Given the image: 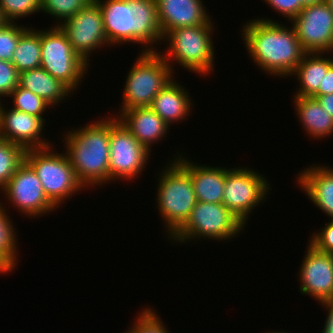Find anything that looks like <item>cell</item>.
<instances>
[{"label":"cell","instance_id":"cell-28","mask_svg":"<svg viewBox=\"0 0 333 333\" xmlns=\"http://www.w3.org/2000/svg\"><path fill=\"white\" fill-rule=\"evenodd\" d=\"M8 97H12L13 109L40 117L47 123L44 112L52 107L40 96L18 85Z\"/></svg>","mask_w":333,"mask_h":333},{"label":"cell","instance_id":"cell-15","mask_svg":"<svg viewBox=\"0 0 333 333\" xmlns=\"http://www.w3.org/2000/svg\"><path fill=\"white\" fill-rule=\"evenodd\" d=\"M300 264L299 292L319 304L333 301V254L317 250L310 243Z\"/></svg>","mask_w":333,"mask_h":333},{"label":"cell","instance_id":"cell-20","mask_svg":"<svg viewBox=\"0 0 333 333\" xmlns=\"http://www.w3.org/2000/svg\"><path fill=\"white\" fill-rule=\"evenodd\" d=\"M117 118L150 152L152 146L154 147L155 143L157 144L167 137V132L171 129L149 106L127 109Z\"/></svg>","mask_w":333,"mask_h":333},{"label":"cell","instance_id":"cell-8","mask_svg":"<svg viewBox=\"0 0 333 333\" xmlns=\"http://www.w3.org/2000/svg\"><path fill=\"white\" fill-rule=\"evenodd\" d=\"M244 228L245 225L223 203L197 201L186 223L169 241L186 244L195 239H212L225 243L238 237Z\"/></svg>","mask_w":333,"mask_h":333},{"label":"cell","instance_id":"cell-38","mask_svg":"<svg viewBox=\"0 0 333 333\" xmlns=\"http://www.w3.org/2000/svg\"><path fill=\"white\" fill-rule=\"evenodd\" d=\"M313 98H316L323 110L327 111V113L333 118V94L314 95Z\"/></svg>","mask_w":333,"mask_h":333},{"label":"cell","instance_id":"cell-41","mask_svg":"<svg viewBox=\"0 0 333 333\" xmlns=\"http://www.w3.org/2000/svg\"><path fill=\"white\" fill-rule=\"evenodd\" d=\"M6 23H7V21L3 17L1 9H0V28L3 27Z\"/></svg>","mask_w":333,"mask_h":333},{"label":"cell","instance_id":"cell-31","mask_svg":"<svg viewBox=\"0 0 333 333\" xmlns=\"http://www.w3.org/2000/svg\"><path fill=\"white\" fill-rule=\"evenodd\" d=\"M40 8L41 0H0L2 15L7 22L11 23H17L19 19L38 14Z\"/></svg>","mask_w":333,"mask_h":333},{"label":"cell","instance_id":"cell-19","mask_svg":"<svg viewBox=\"0 0 333 333\" xmlns=\"http://www.w3.org/2000/svg\"><path fill=\"white\" fill-rule=\"evenodd\" d=\"M301 171L295 179L297 186L318 210L333 219V168L324 163L312 164Z\"/></svg>","mask_w":333,"mask_h":333},{"label":"cell","instance_id":"cell-37","mask_svg":"<svg viewBox=\"0 0 333 333\" xmlns=\"http://www.w3.org/2000/svg\"><path fill=\"white\" fill-rule=\"evenodd\" d=\"M321 308L327 310L326 319L324 321L323 333H333V301H328L320 304Z\"/></svg>","mask_w":333,"mask_h":333},{"label":"cell","instance_id":"cell-29","mask_svg":"<svg viewBox=\"0 0 333 333\" xmlns=\"http://www.w3.org/2000/svg\"><path fill=\"white\" fill-rule=\"evenodd\" d=\"M92 0H41L40 13L48 14L56 19L53 26H60L71 16L82 10Z\"/></svg>","mask_w":333,"mask_h":333},{"label":"cell","instance_id":"cell-18","mask_svg":"<svg viewBox=\"0 0 333 333\" xmlns=\"http://www.w3.org/2000/svg\"><path fill=\"white\" fill-rule=\"evenodd\" d=\"M204 4L203 0H156L162 36L172 29L206 24L212 16Z\"/></svg>","mask_w":333,"mask_h":333},{"label":"cell","instance_id":"cell-9","mask_svg":"<svg viewBox=\"0 0 333 333\" xmlns=\"http://www.w3.org/2000/svg\"><path fill=\"white\" fill-rule=\"evenodd\" d=\"M73 49L66 34L59 26L41 30V66L54 78L60 80L72 92L84 82L89 69Z\"/></svg>","mask_w":333,"mask_h":333},{"label":"cell","instance_id":"cell-7","mask_svg":"<svg viewBox=\"0 0 333 333\" xmlns=\"http://www.w3.org/2000/svg\"><path fill=\"white\" fill-rule=\"evenodd\" d=\"M54 148L51 145L26 150L25 161L36 172L47 198L59 208L85 188L76 178L66 153L53 151Z\"/></svg>","mask_w":333,"mask_h":333},{"label":"cell","instance_id":"cell-3","mask_svg":"<svg viewBox=\"0 0 333 333\" xmlns=\"http://www.w3.org/2000/svg\"><path fill=\"white\" fill-rule=\"evenodd\" d=\"M63 133L62 144L78 181L87 190L111 182L110 115ZM67 132V133H66ZM104 183V184H103ZM96 187V188H94Z\"/></svg>","mask_w":333,"mask_h":333},{"label":"cell","instance_id":"cell-23","mask_svg":"<svg viewBox=\"0 0 333 333\" xmlns=\"http://www.w3.org/2000/svg\"><path fill=\"white\" fill-rule=\"evenodd\" d=\"M293 106L301 128L311 139L322 140L333 136V118L313 97H294Z\"/></svg>","mask_w":333,"mask_h":333},{"label":"cell","instance_id":"cell-34","mask_svg":"<svg viewBox=\"0 0 333 333\" xmlns=\"http://www.w3.org/2000/svg\"><path fill=\"white\" fill-rule=\"evenodd\" d=\"M312 234L308 242L317 250L328 254H333V219H329L327 224Z\"/></svg>","mask_w":333,"mask_h":333},{"label":"cell","instance_id":"cell-42","mask_svg":"<svg viewBox=\"0 0 333 333\" xmlns=\"http://www.w3.org/2000/svg\"><path fill=\"white\" fill-rule=\"evenodd\" d=\"M326 3L328 4L329 8L333 12V0H326Z\"/></svg>","mask_w":333,"mask_h":333},{"label":"cell","instance_id":"cell-33","mask_svg":"<svg viewBox=\"0 0 333 333\" xmlns=\"http://www.w3.org/2000/svg\"><path fill=\"white\" fill-rule=\"evenodd\" d=\"M19 73L11 61L0 60V99L8 98L18 86Z\"/></svg>","mask_w":333,"mask_h":333},{"label":"cell","instance_id":"cell-11","mask_svg":"<svg viewBox=\"0 0 333 333\" xmlns=\"http://www.w3.org/2000/svg\"><path fill=\"white\" fill-rule=\"evenodd\" d=\"M112 114H110L109 177L114 183L120 179L133 182L147 168L151 152Z\"/></svg>","mask_w":333,"mask_h":333},{"label":"cell","instance_id":"cell-13","mask_svg":"<svg viewBox=\"0 0 333 333\" xmlns=\"http://www.w3.org/2000/svg\"><path fill=\"white\" fill-rule=\"evenodd\" d=\"M59 27L66 34L72 49L89 65L94 51L110 46L104 32L101 10L94 0Z\"/></svg>","mask_w":333,"mask_h":333},{"label":"cell","instance_id":"cell-2","mask_svg":"<svg viewBox=\"0 0 333 333\" xmlns=\"http://www.w3.org/2000/svg\"><path fill=\"white\" fill-rule=\"evenodd\" d=\"M94 1L101 10L104 32L111 47L136 43L145 48L139 52H150L158 51L154 45L163 44L156 0Z\"/></svg>","mask_w":333,"mask_h":333},{"label":"cell","instance_id":"cell-24","mask_svg":"<svg viewBox=\"0 0 333 333\" xmlns=\"http://www.w3.org/2000/svg\"><path fill=\"white\" fill-rule=\"evenodd\" d=\"M18 85L44 99L52 108L74 93L42 67L19 73ZM69 95V96H68Z\"/></svg>","mask_w":333,"mask_h":333},{"label":"cell","instance_id":"cell-1","mask_svg":"<svg viewBox=\"0 0 333 333\" xmlns=\"http://www.w3.org/2000/svg\"><path fill=\"white\" fill-rule=\"evenodd\" d=\"M245 49L256 67L265 74L289 77L307 53L298 40L295 29L279 20L259 17L241 27Z\"/></svg>","mask_w":333,"mask_h":333},{"label":"cell","instance_id":"cell-14","mask_svg":"<svg viewBox=\"0 0 333 333\" xmlns=\"http://www.w3.org/2000/svg\"><path fill=\"white\" fill-rule=\"evenodd\" d=\"M290 24L307 53L333 52V12L326 2L304 6Z\"/></svg>","mask_w":333,"mask_h":333},{"label":"cell","instance_id":"cell-40","mask_svg":"<svg viewBox=\"0 0 333 333\" xmlns=\"http://www.w3.org/2000/svg\"><path fill=\"white\" fill-rule=\"evenodd\" d=\"M10 272L12 273V271L0 260V274L7 275Z\"/></svg>","mask_w":333,"mask_h":333},{"label":"cell","instance_id":"cell-35","mask_svg":"<svg viewBox=\"0 0 333 333\" xmlns=\"http://www.w3.org/2000/svg\"><path fill=\"white\" fill-rule=\"evenodd\" d=\"M265 1L268 6L281 14L282 17L290 23L302 10L304 5L301 0H262Z\"/></svg>","mask_w":333,"mask_h":333},{"label":"cell","instance_id":"cell-43","mask_svg":"<svg viewBox=\"0 0 333 333\" xmlns=\"http://www.w3.org/2000/svg\"><path fill=\"white\" fill-rule=\"evenodd\" d=\"M268 333H290V332H288V331H287V332H285V331H271V332H270V331H269Z\"/></svg>","mask_w":333,"mask_h":333},{"label":"cell","instance_id":"cell-10","mask_svg":"<svg viewBox=\"0 0 333 333\" xmlns=\"http://www.w3.org/2000/svg\"><path fill=\"white\" fill-rule=\"evenodd\" d=\"M238 166L226 168L223 204L245 225L254 209L265 203L271 183L264 174Z\"/></svg>","mask_w":333,"mask_h":333},{"label":"cell","instance_id":"cell-12","mask_svg":"<svg viewBox=\"0 0 333 333\" xmlns=\"http://www.w3.org/2000/svg\"><path fill=\"white\" fill-rule=\"evenodd\" d=\"M1 191L6 196L4 200L12 204L9 206L27 218L38 219L57 209L47 198L36 172L26 161L18 167Z\"/></svg>","mask_w":333,"mask_h":333},{"label":"cell","instance_id":"cell-5","mask_svg":"<svg viewBox=\"0 0 333 333\" xmlns=\"http://www.w3.org/2000/svg\"><path fill=\"white\" fill-rule=\"evenodd\" d=\"M162 168L154 200L169 240L186 223L197 201L190 174L176 160L169 159Z\"/></svg>","mask_w":333,"mask_h":333},{"label":"cell","instance_id":"cell-21","mask_svg":"<svg viewBox=\"0 0 333 333\" xmlns=\"http://www.w3.org/2000/svg\"><path fill=\"white\" fill-rule=\"evenodd\" d=\"M191 99L188 89L173 78L156 95L149 107L172 126L191 116L192 107L195 105Z\"/></svg>","mask_w":333,"mask_h":333},{"label":"cell","instance_id":"cell-27","mask_svg":"<svg viewBox=\"0 0 333 333\" xmlns=\"http://www.w3.org/2000/svg\"><path fill=\"white\" fill-rule=\"evenodd\" d=\"M26 150L0 137V191L25 161Z\"/></svg>","mask_w":333,"mask_h":333},{"label":"cell","instance_id":"cell-17","mask_svg":"<svg viewBox=\"0 0 333 333\" xmlns=\"http://www.w3.org/2000/svg\"><path fill=\"white\" fill-rule=\"evenodd\" d=\"M184 155L185 152L178 151L171 160H176L190 174L196 201L223 203L226 167L198 164Z\"/></svg>","mask_w":333,"mask_h":333},{"label":"cell","instance_id":"cell-39","mask_svg":"<svg viewBox=\"0 0 333 333\" xmlns=\"http://www.w3.org/2000/svg\"><path fill=\"white\" fill-rule=\"evenodd\" d=\"M323 2H326V0H301V3L304 6L313 5V4H320V3H323Z\"/></svg>","mask_w":333,"mask_h":333},{"label":"cell","instance_id":"cell-16","mask_svg":"<svg viewBox=\"0 0 333 333\" xmlns=\"http://www.w3.org/2000/svg\"><path fill=\"white\" fill-rule=\"evenodd\" d=\"M3 103L0 107V137L25 150L54 145L42 134L46 125L42 118L13 109L12 105L7 109Z\"/></svg>","mask_w":333,"mask_h":333},{"label":"cell","instance_id":"cell-6","mask_svg":"<svg viewBox=\"0 0 333 333\" xmlns=\"http://www.w3.org/2000/svg\"><path fill=\"white\" fill-rule=\"evenodd\" d=\"M136 57L126 75L120 108L112 116L118 117L133 107L150 106L161 89L175 78L171 67L158 51L140 52V55L138 52Z\"/></svg>","mask_w":333,"mask_h":333},{"label":"cell","instance_id":"cell-36","mask_svg":"<svg viewBox=\"0 0 333 333\" xmlns=\"http://www.w3.org/2000/svg\"><path fill=\"white\" fill-rule=\"evenodd\" d=\"M333 94V65L326 72L323 81L319 85V91L315 95Z\"/></svg>","mask_w":333,"mask_h":333},{"label":"cell","instance_id":"cell-30","mask_svg":"<svg viewBox=\"0 0 333 333\" xmlns=\"http://www.w3.org/2000/svg\"><path fill=\"white\" fill-rule=\"evenodd\" d=\"M160 316L154 307H142L128 331L130 333H170Z\"/></svg>","mask_w":333,"mask_h":333},{"label":"cell","instance_id":"cell-22","mask_svg":"<svg viewBox=\"0 0 333 333\" xmlns=\"http://www.w3.org/2000/svg\"><path fill=\"white\" fill-rule=\"evenodd\" d=\"M326 54L330 53L313 52L303 56L301 62L289 76V78L296 77L295 79L299 81L300 87L296 88L294 97H313L319 91V85L328 69L333 65V57L325 56Z\"/></svg>","mask_w":333,"mask_h":333},{"label":"cell","instance_id":"cell-25","mask_svg":"<svg viewBox=\"0 0 333 333\" xmlns=\"http://www.w3.org/2000/svg\"><path fill=\"white\" fill-rule=\"evenodd\" d=\"M11 63L18 73L41 66V30L30 27L20 38Z\"/></svg>","mask_w":333,"mask_h":333},{"label":"cell","instance_id":"cell-4","mask_svg":"<svg viewBox=\"0 0 333 333\" xmlns=\"http://www.w3.org/2000/svg\"><path fill=\"white\" fill-rule=\"evenodd\" d=\"M213 21L211 18L204 25L172 29L163 36L162 42L168 46L164 48L165 52L162 50L158 53L174 74L177 75L174 68L176 64L191 73L195 72L197 76L200 74V77H207L214 72L216 49L213 35L216 26Z\"/></svg>","mask_w":333,"mask_h":333},{"label":"cell","instance_id":"cell-26","mask_svg":"<svg viewBox=\"0 0 333 333\" xmlns=\"http://www.w3.org/2000/svg\"><path fill=\"white\" fill-rule=\"evenodd\" d=\"M8 203L0 201V260L11 270L14 271L18 266L19 240L16 226L12 223V217L9 216V210L6 209ZM11 217V219H10ZM15 226V228H14Z\"/></svg>","mask_w":333,"mask_h":333},{"label":"cell","instance_id":"cell-32","mask_svg":"<svg viewBox=\"0 0 333 333\" xmlns=\"http://www.w3.org/2000/svg\"><path fill=\"white\" fill-rule=\"evenodd\" d=\"M29 29L17 23L7 22L0 28V60L11 61L19 38Z\"/></svg>","mask_w":333,"mask_h":333}]
</instances>
